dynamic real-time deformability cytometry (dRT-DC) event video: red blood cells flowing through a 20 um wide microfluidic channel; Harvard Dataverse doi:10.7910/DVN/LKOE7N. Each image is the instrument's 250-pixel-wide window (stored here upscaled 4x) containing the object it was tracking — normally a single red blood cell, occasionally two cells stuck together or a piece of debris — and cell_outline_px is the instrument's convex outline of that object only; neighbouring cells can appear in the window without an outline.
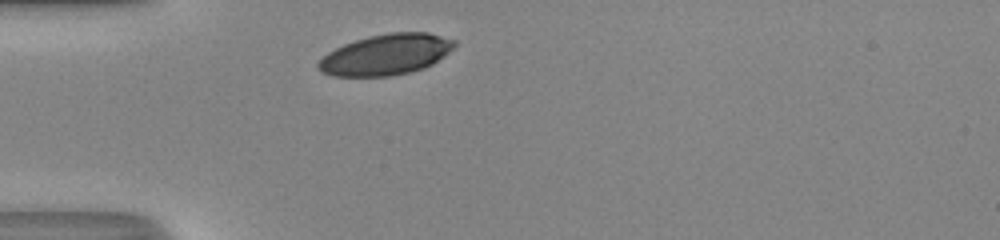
{"species": "human", "species_latin": "Homo sapiens", "temperature_condition": "room temperature", "stored_images_in_passage": 27, "camera_frame_rate_fps": 3000, "um_per_image_px": 0.085, "donor": {"sex": "male"}, "frame": {"image": 1, "passage_image": 1, "time_ms": 0.0, "image_size_px": [1000, 240], "cell_outline_px": [[456, 44], [448, 52], [432, 64], [424, 68], [392, 76], [332, 76], [320, 72], [316, 68], [316, 64], [328, 52], [344, 44], [368, 36], [388, 32], [428, 32], [456, 40]], "centroid_in_image_um": [32.78, 4.64], "position_along_channel_um": 52.2, "area_um2": 32.37}}
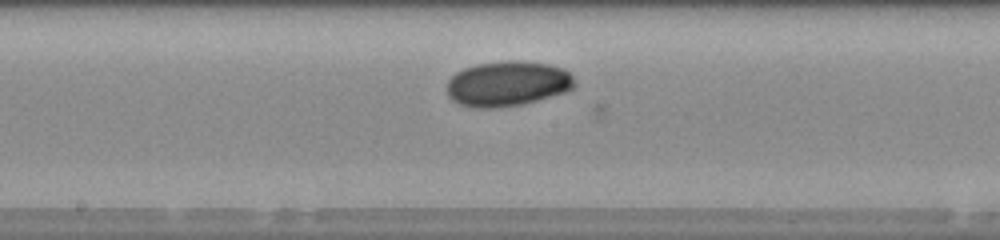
{"frame": {"image": 2, "passage_image": 13, "time_ms": 4.0, "image_size_px": [1000, 240], "cell_outline_px": [[576, 84], [572, 88], [564, 92], [524, 104], [500, 108], [472, 108], [460, 104], [452, 100], [448, 96], [448, 80], [456, 72], [464, 68], [476, 64], [508, 60], [520, 60], [548, 64], [564, 68], [572, 76]], "centroid_in_image_um": [43.13, 7.11], "position_along_channel_um": 205.1, "area_um2": 33.81}}
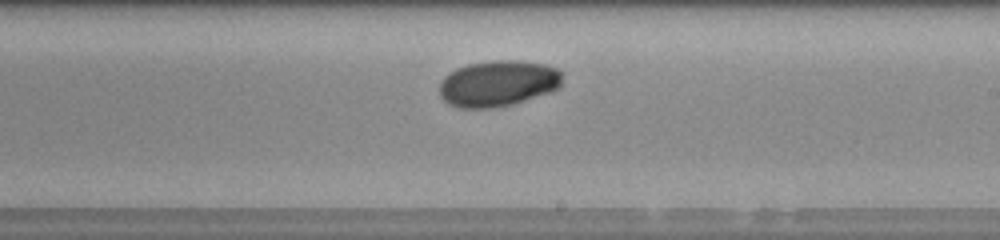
{"frame": {"image": 3, "passage_image": 16, "time_ms": 5.0, "image_size_px": [1000, 240], "cell_outline_px": [[560, 88], [512, 104], [488, 108], [460, 108], [448, 104], [440, 96], [440, 80], [448, 72], [456, 68], [468, 64], [492, 60], [516, 60], [544, 64], [556, 68], [560, 72]], "centroid_in_image_um": [42.27, 7.08], "position_along_channel_um": 246.7, "area_um2": 32.89}, "authors_computed_cell_mechanics": {"area_um2": 32.5992, "velocity_mm_per_s": 4.1749, "shape_relaxation_time_tau1_ms": null, "shape_relaxation_time_tau2_ms": 3.5549, "deformation_change_tau1": null, "deformation_change_tau2": 0.0356}}